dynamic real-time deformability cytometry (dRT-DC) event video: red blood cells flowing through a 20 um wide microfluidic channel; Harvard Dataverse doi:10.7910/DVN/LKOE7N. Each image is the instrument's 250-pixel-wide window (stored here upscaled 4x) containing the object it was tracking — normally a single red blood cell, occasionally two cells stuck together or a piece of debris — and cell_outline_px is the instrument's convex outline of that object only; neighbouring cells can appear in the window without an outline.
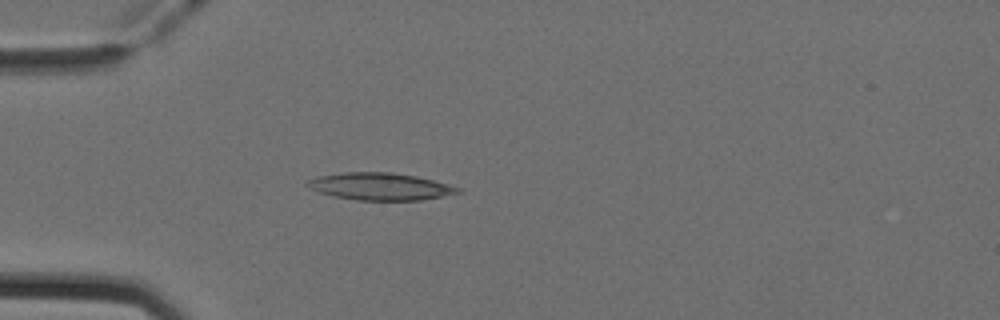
{"species": "Egyptian fruit bat (a non-hibernating species)", "species_latin": "Rousettus aegyptiacus", "temperature_condition": "cold", "stored_images_in_passage": 37, "camera_frame_rate_fps": 3000, "um_per_image_px": 0.085, "animal": {"sex": "female"}, "frame": {"image": 1, "passage_image": 1, "time_ms": 0.0, "image_size_px": [1000, 320], "cell_outline_px": [[460, 192], [420, 200], [356, 200], [336, 196], [320, 192], [308, 188], [304, 184], [308, 180], [320, 176], [344, 172], [392, 172], [416, 176], [432, 180], [460, 188]], "centroid_in_image_um": [32.27, 15.84], "position_along_channel_um": 52.7, "area_um2": 23.52}}
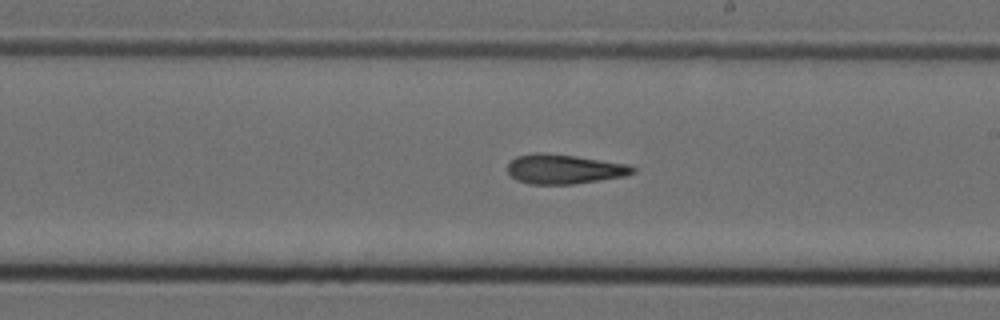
{"frame": {"image": 2, "passage_image": 16, "time_ms": 5.0, "image_size_px": [1000, 320], "cell_outline_px": [[636, 172], [624, 176], [572, 184], [528, 184], [516, 180], [508, 172], [508, 164], [516, 156], [532, 152], [544, 152], [576, 156], [628, 164], [636, 168]], "centroid_in_image_um": [47.93, 14.36], "position_along_channel_um": 241.1, "area_um2": 21.62}}
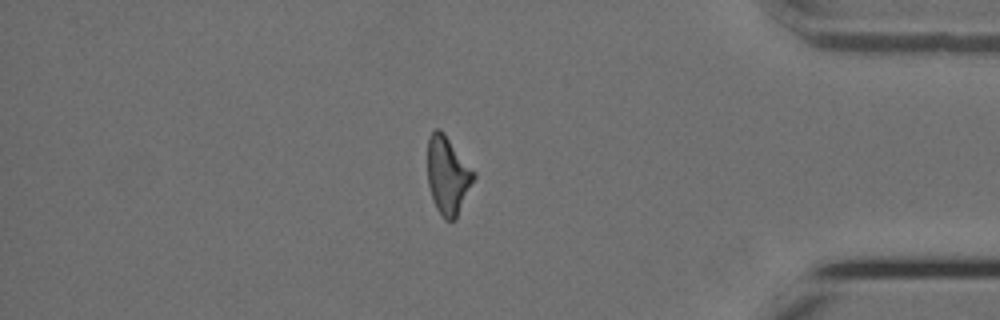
{"frame": {"image": 3, "passage_image": 30, "time_ms": 9.667, "image_size_px": [1000, 320], "cell_outline_px": [[476, 176], [456, 220], [444, 220], [436, 208], [428, 184], [428, 136], [436, 128], [440, 128], [444, 132], [476, 172]], "centroid_in_image_um": [38.08, 14.89], "position_along_channel_um": 397.1, "area_um2": 21.15}, "authors_computed_cell_mechanics": {"area_um2": 21.4438, "velocity_mm_per_s": 3.9705, "shape_relaxation_time_tau1_ms": 9.4704, "shape_relaxation_time_tau2_ms": 6.6831, "deformation_change_tau1": 0.2524, "deformation_change_tau2": 0.2192}}